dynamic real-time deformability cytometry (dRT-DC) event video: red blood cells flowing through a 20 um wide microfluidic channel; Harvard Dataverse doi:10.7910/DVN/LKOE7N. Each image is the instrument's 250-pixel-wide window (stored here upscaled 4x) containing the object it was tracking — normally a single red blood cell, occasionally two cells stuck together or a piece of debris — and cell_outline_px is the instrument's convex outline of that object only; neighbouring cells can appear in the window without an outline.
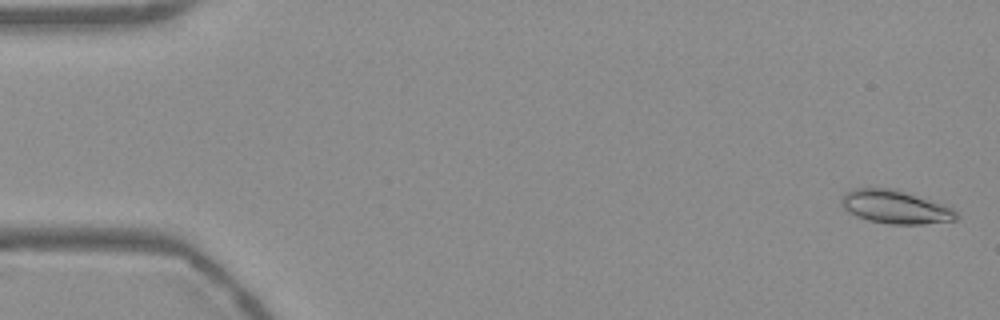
{"species": "Egyptian fruit bat (a non-hibernating species)", "species_latin": "Rousettus aegyptiacus", "temperature_condition": "warm", "stored_images_in_passage": 55, "camera_frame_rate_fps": 3000, "um_per_image_px": 0.085, "frame": {"image": 1, "passage_image": 2, "time_ms": 0.333, "image_size_px": [1000, 320], "cell_outline_px": [[960, 216], [956, 220], [920, 224], [888, 224], [868, 220], [856, 216], [848, 212], [840, 204], [840, 196], [844, 192], [856, 188], [896, 188], [952, 208]], "centroid_in_image_um": [76.05, 17.58], "position_along_channel_um": 9.0, "area_um2": 22.43}}
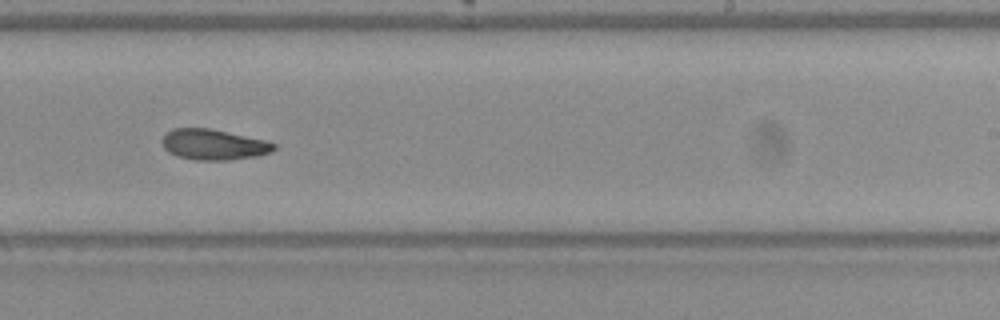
{"frame": {"image": 2, "passage_image": 34, "time_ms": 11.0, "image_size_px": [1000, 320], "cell_outline_px": [[276, 148], [272, 152], [256, 156], [228, 160], [196, 160], [176, 156], [168, 152], [164, 148], [160, 140], [164, 132], [172, 128], [208, 128], [268, 140], [276, 144]], "centroid_in_image_um": [18.13, 12.28], "position_along_channel_um": 270.9, "area_um2": 20.29}}
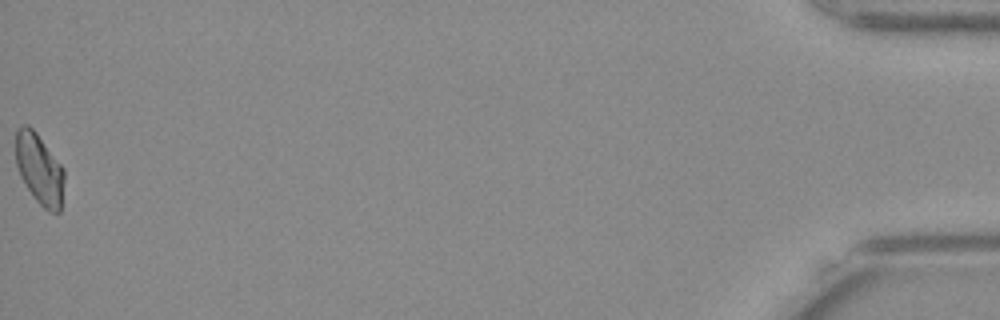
{"frame": {"image": 3, "passage_image": 55, "time_ms": 18.0, "image_size_px": [1000, 320], "cell_outline_px": [[64, 180], [60, 212], [48, 212], [36, 200], [20, 176], [16, 164], [16, 128], [20, 124], [28, 124], [36, 132], [64, 168]], "centroid_in_image_um": [3.34, 14.34], "position_along_channel_um": 431.9, "area_um2": 20.0}, "authors_computed_cell_mechanics": {"area_um2": 20.3456, "velocity_mm_per_s": 3.7544, "shape_relaxation_time_tau1_ms": null, "shape_relaxation_time_tau2_ms": 5.8648, "deformation_change_tau1": null, "deformation_change_tau2": 0.1147}}